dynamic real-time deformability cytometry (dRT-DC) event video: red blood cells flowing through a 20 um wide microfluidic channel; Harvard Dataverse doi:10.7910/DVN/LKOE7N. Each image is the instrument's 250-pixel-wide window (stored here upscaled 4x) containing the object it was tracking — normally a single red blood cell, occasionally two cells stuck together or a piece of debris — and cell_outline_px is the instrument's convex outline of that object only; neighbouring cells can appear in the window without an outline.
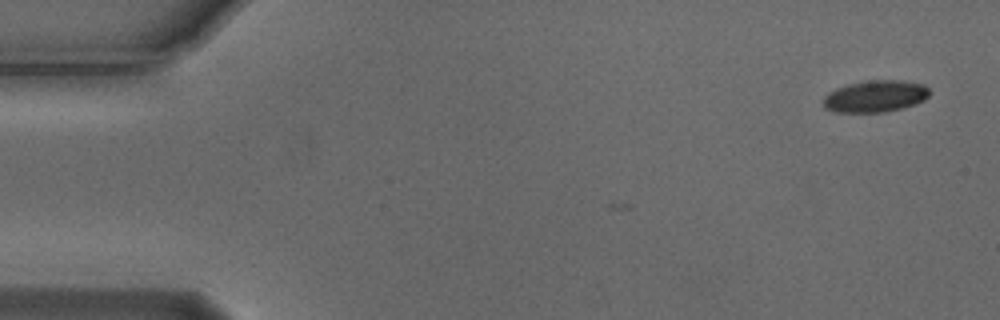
{"species": "Egyptian fruit bat (a non-hibernating species)", "species_latin": "Rousettus aegyptiacus", "temperature_condition": "cold", "stored_images_in_passage": 3, "camera_frame_rate_fps": 3000, "um_per_image_px": 0.085, "animal": {"sex": "male"}, "frame": {"image": 1, "passage_image": 1, "time_ms": 0.0, "image_size_px": [1000, 320], "cell_outline_px": [[928, 96], [924, 100], [916, 104], [884, 112], [836, 112], [824, 108], [824, 96], [828, 92], [836, 88], [848, 84], [872, 80], [904, 80], [924, 84], [928, 88]], "centroid_in_image_um": [74.4, 8.17], "position_along_channel_um": 10.6, "area_um2": 19.65}}